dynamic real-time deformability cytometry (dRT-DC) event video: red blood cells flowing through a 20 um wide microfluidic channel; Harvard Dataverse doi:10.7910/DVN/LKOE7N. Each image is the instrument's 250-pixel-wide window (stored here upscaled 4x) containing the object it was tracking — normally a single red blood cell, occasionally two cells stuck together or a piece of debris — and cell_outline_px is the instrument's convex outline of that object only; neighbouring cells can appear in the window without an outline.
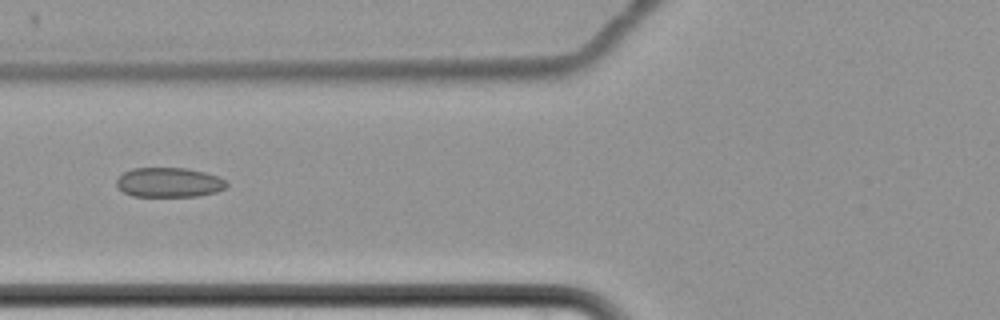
{"species": "common noctule bat (a hibernating species)", "species_latin": "Nyctalus noctula", "temperature_condition": "cold", "stored_images_in_passage": 6, "camera_frame_rate_fps": 3000, "um_per_image_px": 0.085, "animal": {"sex": "female", "body_mass_g": 22.7, "forearm_length_mm": 54.2}, "frame": {"image": 1, "passage_image": 5, "time_ms": 4.667, "image_size_px": [1000, 320], "cell_outline_px": [[228, 184], [224, 188], [216, 192], [196, 196], [132, 196], [124, 192], [116, 184], [116, 180], [124, 172], [132, 168], [188, 168], [220, 176]], "centroid_in_image_um": [14.37, 15.5], "position_along_channel_um": 111.4, "area_um2": 18.96}}
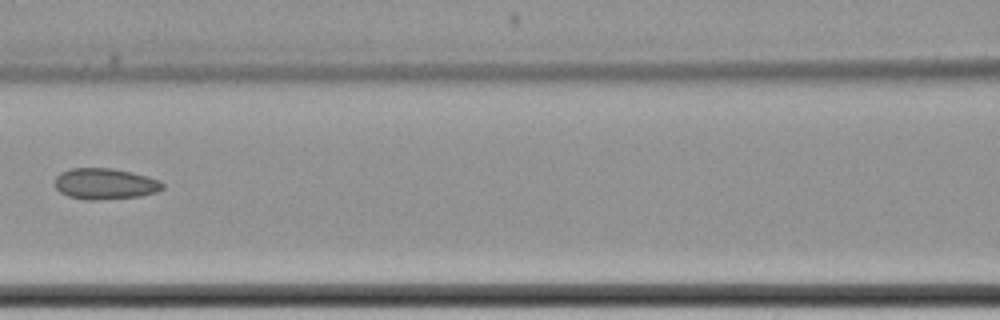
{"frame": {"image": 2, "passage_image": 6, "time_ms": 6.0, "image_size_px": [1000, 320], "cell_outline_px": [[164, 188], [156, 192], [140, 196], [100, 200], [84, 200], [68, 196], [60, 192], [56, 188], [56, 176], [60, 172], [72, 168], [112, 168], [132, 172], [148, 176], [160, 180], [164, 184]], "centroid_in_image_um": [8.94, 15.62], "position_along_channel_um": 157.7, "area_um2": 19.65}}